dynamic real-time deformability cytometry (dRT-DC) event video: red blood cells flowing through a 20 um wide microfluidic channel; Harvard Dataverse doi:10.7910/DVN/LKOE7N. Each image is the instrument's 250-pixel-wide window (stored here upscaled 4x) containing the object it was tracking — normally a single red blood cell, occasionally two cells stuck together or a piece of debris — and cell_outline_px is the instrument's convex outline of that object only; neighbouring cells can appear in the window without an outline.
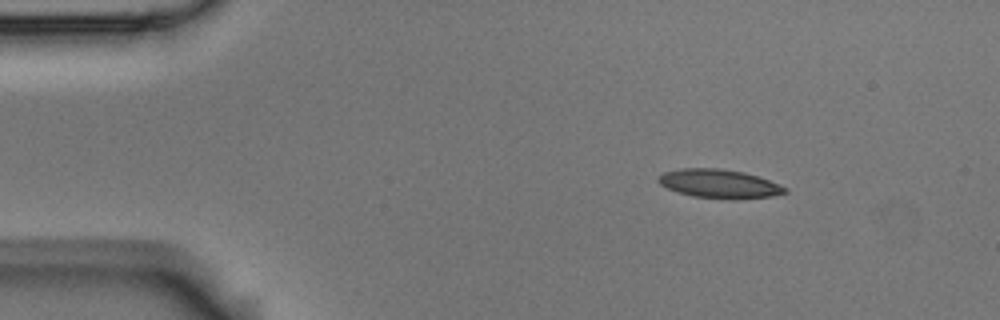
{"species": "Egyptian fruit bat (a non-hibernating species)", "species_latin": "Rousettus aegyptiacus", "temperature_condition": "room temperature", "stored_images_in_passage": 12, "camera_frame_rate_fps": 3000, "um_per_image_px": 0.085, "animal": {"sex": "male"}, "frame": {"image": 1, "passage_image": 1, "time_ms": 0.0, "image_size_px": [1000, 320], "cell_outline_px": [[788, 192], [772, 196], [736, 200], [728, 200], [692, 196], [676, 192], [660, 184], [656, 180], [664, 172], [680, 168], [720, 168], [744, 172], [768, 180], [788, 188]], "centroid_in_image_um": [61.13, 15.63], "position_along_channel_um": 23.9, "area_um2": 21.44}}
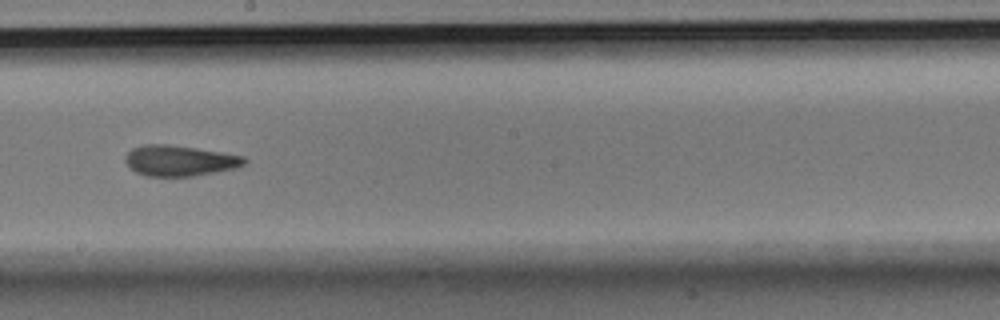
{"frame": {"image": 2, "passage_image": 7, "time_ms": 2.0, "image_size_px": [1000, 320], "cell_outline_px": [[248, 160], [244, 164], [236, 168], [216, 172], [192, 176], [148, 176], [136, 172], [128, 168], [124, 160], [124, 156], [132, 148], [144, 144], [168, 144], [196, 148], [244, 156]], "centroid_in_image_um": [15.23, 13.65], "position_along_channel_um": 233.0, "area_um2": 21.39}}
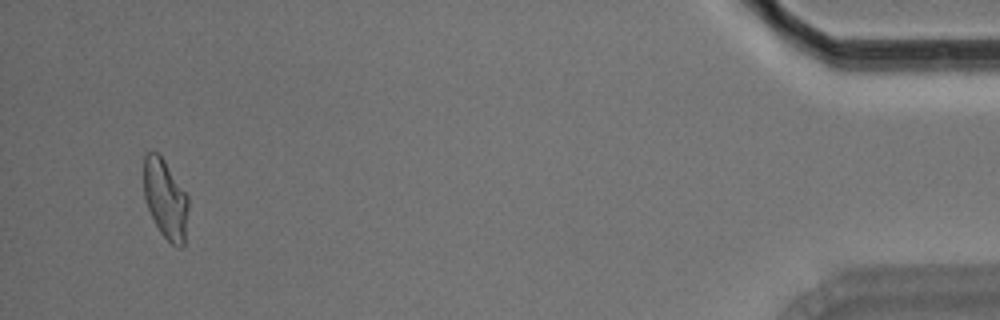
{"frame": {"image": 3, "passage_image": 12, "time_ms": 3.667, "image_size_px": [1000, 320], "cell_outline_px": [[188, 208], [184, 244], [180, 248], [172, 244], [160, 232], [148, 208], [144, 196], [144, 156], [148, 152], [156, 152], [164, 160], [188, 196]], "centroid_in_image_um": [14.06, 16.92], "position_along_channel_um": 421.1, "area_um2": 20.29}}